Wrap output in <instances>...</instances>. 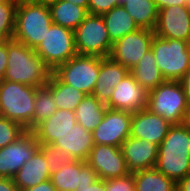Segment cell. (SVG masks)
<instances>
[{
    "label": "cell",
    "mask_w": 190,
    "mask_h": 191,
    "mask_svg": "<svg viewBox=\"0 0 190 191\" xmlns=\"http://www.w3.org/2000/svg\"><path fill=\"white\" fill-rule=\"evenodd\" d=\"M58 0H38L37 2L43 3L45 5H50L54 2H57Z\"/></svg>",
    "instance_id": "45"
},
{
    "label": "cell",
    "mask_w": 190,
    "mask_h": 191,
    "mask_svg": "<svg viewBox=\"0 0 190 191\" xmlns=\"http://www.w3.org/2000/svg\"><path fill=\"white\" fill-rule=\"evenodd\" d=\"M8 63L4 80L33 87L45 86L52 71L35 49L16 40H7Z\"/></svg>",
    "instance_id": "2"
},
{
    "label": "cell",
    "mask_w": 190,
    "mask_h": 191,
    "mask_svg": "<svg viewBox=\"0 0 190 191\" xmlns=\"http://www.w3.org/2000/svg\"><path fill=\"white\" fill-rule=\"evenodd\" d=\"M121 5L139 28L151 31L155 29L159 10L154 0H126Z\"/></svg>",
    "instance_id": "27"
},
{
    "label": "cell",
    "mask_w": 190,
    "mask_h": 191,
    "mask_svg": "<svg viewBox=\"0 0 190 191\" xmlns=\"http://www.w3.org/2000/svg\"><path fill=\"white\" fill-rule=\"evenodd\" d=\"M36 87L3 80L0 82V113L31 131Z\"/></svg>",
    "instance_id": "4"
},
{
    "label": "cell",
    "mask_w": 190,
    "mask_h": 191,
    "mask_svg": "<svg viewBox=\"0 0 190 191\" xmlns=\"http://www.w3.org/2000/svg\"><path fill=\"white\" fill-rule=\"evenodd\" d=\"M48 6L52 23L71 30H75L89 14L87 9L65 0H58Z\"/></svg>",
    "instance_id": "24"
},
{
    "label": "cell",
    "mask_w": 190,
    "mask_h": 191,
    "mask_svg": "<svg viewBox=\"0 0 190 191\" xmlns=\"http://www.w3.org/2000/svg\"><path fill=\"white\" fill-rule=\"evenodd\" d=\"M35 51L53 72L58 66L77 55L74 30L52 24Z\"/></svg>",
    "instance_id": "9"
},
{
    "label": "cell",
    "mask_w": 190,
    "mask_h": 191,
    "mask_svg": "<svg viewBox=\"0 0 190 191\" xmlns=\"http://www.w3.org/2000/svg\"><path fill=\"white\" fill-rule=\"evenodd\" d=\"M132 113L107 108L102 121L93 130V143L121 147L130 136Z\"/></svg>",
    "instance_id": "11"
},
{
    "label": "cell",
    "mask_w": 190,
    "mask_h": 191,
    "mask_svg": "<svg viewBox=\"0 0 190 191\" xmlns=\"http://www.w3.org/2000/svg\"><path fill=\"white\" fill-rule=\"evenodd\" d=\"M130 73L139 85L148 92L166 81L158 68L155 55L151 49L144 54L137 65L130 70Z\"/></svg>",
    "instance_id": "23"
},
{
    "label": "cell",
    "mask_w": 190,
    "mask_h": 191,
    "mask_svg": "<svg viewBox=\"0 0 190 191\" xmlns=\"http://www.w3.org/2000/svg\"><path fill=\"white\" fill-rule=\"evenodd\" d=\"M120 148L130 173L155 168L158 157L156 144L129 136Z\"/></svg>",
    "instance_id": "18"
},
{
    "label": "cell",
    "mask_w": 190,
    "mask_h": 191,
    "mask_svg": "<svg viewBox=\"0 0 190 191\" xmlns=\"http://www.w3.org/2000/svg\"><path fill=\"white\" fill-rule=\"evenodd\" d=\"M102 16L106 23L110 39L113 43L125 35L139 29L135 20L129 15L122 5L112 8Z\"/></svg>",
    "instance_id": "25"
},
{
    "label": "cell",
    "mask_w": 190,
    "mask_h": 191,
    "mask_svg": "<svg viewBox=\"0 0 190 191\" xmlns=\"http://www.w3.org/2000/svg\"><path fill=\"white\" fill-rule=\"evenodd\" d=\"M0 191H19L13 178L0 177Z\"/></svg>",
    "instance_id": "39"
},
{
    "label": "cell",
    "mask_w": 190,
    "mask_h": 191,
    "mask_svg": "<svg viewBox=\"0 0 190 191\" xmlns=\"http://www.w3.org/2000/svg\"><path fill=\"white\" fill-rule=\"evenodd\" d=\"M18 2H32V1H38V0H17Z\"/></svg>",
    "instance_id": "46"
},
{
    "label": "cell",
    "mask_w": 190,
    "mask_h": 191,
    "mask_svg": "<svg viewBox=\"0 0 190 191\" xmlns=\"http://www.w3.org/2000/svg\"><path fill=\"white\" fill-rule=\"evenodd\" d=\"M135 191H176V182L156 168L133 173Z\"/></svg>",
    "instance_id": "28"
},
{
    "label": "cell",
    "mask_w": 190,
    "mask_h": 191,
    "mask_svg": "<svg viewBox=\"0 0 190 191\" xmlns=\"http://www.w3.org/2000/svg\"><path fill=\"white\" fill-rule=\"evenodd\" d=\"M184 123L187 124L190 127V101H189V105H188V108H187V113H186Z\"/></svg>",
    "instance_id": "44"
},
{
    "label": "cell",
    "mask_w": 190,
    "mask_h": 191,
    "mask_svg": "<svg viewBox=\"0 0 190 191\" xmlns=\"http://www.w3.org/2000/svg\"><path fill=\"white\" fill-rule=\"evenodd\" d=\"M154 31L139 28L115 41L109 57L131 70L151 49Z\"/></svg>",
    "instance_id": "10"
},
{
    "label": "cell",
    "mask_w": 190,
    "mask_h": 191,
    "mask_svg": "<svg viewBox=\"0 0 190 191\" xmlns=\"http://www.w3.org/2000/svg\"><path fill=\"white\" fill-rule=\"evenodd\" d=\"M126 0H118L119 4H123Z\"/></svg>",
    "instance_id": "47"
},
{
    "label": "cell",
    "mask_w": 190,
    "mask_h": 191,
    "mask_svg": "<svg viewBox=\"0 0 190 191\" xmlns=\"http://www.w3.org/2000/svg\"><path fill=\"white\" fill-rule=\"evenodd\" d=\"M17 3V0H0V40L13 39Z\"/></svg>",
    "instance_id": "31"
},
{
    "label": "cell",
    "mask_w": 190,
    "mask_h": 191,
    "mask_svg": "<svg viewBox=\"0 0 190 191\" xmlns=\"http://www.w3.org/2000/svg\"><path fill=\"white\" fill-rule=\"evenodd\" d=\"M8 63L7 40H0V82L5 78Z\"/></svg>",
    "instance_id": "36"
},
{
    "label": "cell",
    "mask_w": 190,
    "mask_h": 191,
    "mask_svg": "<svg viewBox=\"0 0 190 191\" xmlns=\"http://www.w3.org/2000/svg\"><path fill=\"white\" fill-rule=\"evenodd\" d=\"M52 24L48 5L37 1L18 2L13 40L36 49Z\"/></svg>",
    "instance_id": "3"
},
{
    "label": "cell",
    "mask_w": 190,
    "mask_h": 191,
    "mask_svg": "<svg viewBox=\"0 0 190 191\" xmlns=\"http://www.w3.org/2000/svg\"><path fill=\"white\" fill-rule=\"evenodd\" d=\"M86 162L103 180L119 178L130 173L120 147L94 144Z\"/></svg>",
    "instance_id": "13"
},
{
    "label": "cell",
    "mask_w": 190,
    "mask_h": 191,
    "mask_svg": "<svg viewBox=\"0 0 190 191\" xmlns=\"http://www.w3.org/2000/svg\"><path fill=\"white\" fill-rule=\"evenodd\" d=\"M52 145L67 153L72 160L87 161L94 146L92 132L76 123L72 129L58 137Z\"/></svg>",
    "instance_id": "20"
},
{
    "label": "cell",
    "mask_w": 190,
    "mask_h": 191,
    "mask_svg": "<svg viewBox=\"0 0 190 191\" xmlns=\"http://www.w3.org/2000/svg\"><path fill=\"white\" fill-rule=\"evenodd\" d=\"M154 35L164 39L190 42V10L188 5L168 6L158 12Z\"/></svg>",
    "instance_id": "14"
},
{
    "label": "cell",
    "mask_w": 190,
    "mask_h": 191,
    "mask_svg": "<svg viewBox=\"0 0 190 191\" xmlns=\"http://www.w3.org/2000/svg\"><path fill=\"white\" fill-rule=\"evenodd\" d=\"M47 166L46 158L38 148L13 177L18 190L22 191L49 180L51 174Z\"/></svg>",
    "instance_id": "22"
},
{
    "label": "cell",
    "mask_w": 190,
    "mask_h": 191,
    "mask_svg": "<svg viewBox=\"0 0 190 191\" xmlns=\"http://www.w3.org/2000/svg\"><path fill=\"white\" fill-rule=\"evenodd\" d=\"M119 5L118 0H89L88 13L93 15H103Z\"/></svg>",
    "instance_id": "35"
},
{
    "label": "cell",
    "mask_w": 190,
    "mask_h": 191,
    "mask_svg": "<svg viewBox=\"0 0 190 191\" xmlns=\"http://www.w3.org/2000/svg\"><path fill=\"white\" fill-rule=\"evenodd\" d=\"M98 179L97 172L83 160H71L50 176L56 191H76L77 186L91 185Z\"/></svg>",
    "instance_id": "16"
},
{
    "label": "cell",
    "mask_w": 190,
    "mask_h": 191,
    "mask_svg": "<svg viewBox=\"0 0 190 191\" xmlns=\"http://www.w3.org/2000/svg\"><path fill=\"white\" fill-rule=\"evenodd\" d=\"M76 123L75 112L60 109L40 122L32 132L39 144H52L58 137L72 129Z\"/></svg>",
    "instance_id": "21"
},
{
    "label": "cell",
    "mask_w": 190,
    "mask_h": 191,
    "mask_svg": "<svg viewBox=\"0 0 190 191\" xmlns=\"http://www.w3.org/2000/svg\"><path fill=\"white\" fill-rule=\"evenodd\" d=\"M76 191H106V183L105 180L99 178L91 185L77 186Z\"/></svg>",
    "instance_id": "37"
},
{
    "label": "cell",
    "mask_w": 190,
    "mask_h": 191,
    "mask_svg": "<svg viewBox=\"0 0 190 191\" xmlns=\"http://www.w3.org/2000/svg\"><path fill=\"white\" fill-rule=\"evenodd\" d=\"M26 131L18 122L0 117V148L14 143Z\"/></svg>",
    "instance_id": "33"
},
{
    "label": "cell",
    "mask_w": 190,
    "mask_h": 191,
    "mask_svg": "<svg viewBox=\"0 0 190 191\" xmlns=\"http://www.w3.org/2000/svg\"><path fill=\"white\" fill-rule=\"evenodd\" d=\"M155 168L175 182L190 174V127L173 124L158 146Z\"/></svg>",
    "instance_id": "1"
},
{
    "label": "cell",
    "mask_w": 190,
    "mask_h": 191,
    "mask_svg": "<svg viewBox=\"0 0 190 191\" xmlns=\"http://www.w3.org/2000/svg\"><path fill=\"white\" fill-rule=\"evenodd\" d=\"M57 110L52 91L45 85L36 88L34 116L31 120V131L42 121L52 116Z\"/></svg>",
    "instance_id": "30"
},
{
    "label": "cell",
    "mask_w": 190,
    "mask_h": 191,
    "mask_svg": "<svg viewBox=\"0 0 190 191\" xmlns=\"http://www.w3.org/2000/svg\"><path fill=\"white\" fill-rule=\"evenodd\" d=\"M106 191H135L134 177L132 173L125 176L105 180Z\"/></svg>",
    "instance_id": "34"
},
{
    "label": "cell",
    "mask_w": 190,
    "mask_h": 191,
    "mask_svg": "<svg viewBox=\"0 0 190 191\" xmlns=\"http://www.w3.org/2000/svg\"><path fill=\"white\" fill-rule=\"evenodd\" d=\"M129 73L128 68L113 61L110 57H101V68L92 94L98 103L109 108V100L114 93L115 86Z\"/></svg>",
    "instance_id": "19"
},
{
    "label": "cell",
    "mask_w": 190,
    "mask_h": 191,
    "mask_svg": "<svg viewBox=\"0 0 190 191\" xmlns=\"http://www.w3.org/2000/svg\"><path fill=\"white\" fill-rule=\"evenodd\" d=\"M22 191H56L55 187L53 186L51 180L44 181L36 186L31 188H26Z\"/></svg>",
    "instance_id": "40"
},
{
    "label": "cell",
    "mask_w": 190,
    "mask_h": 191,
    "mask_svg": "<svg viewBox=\"0 0 190 191\" xmlns=\"http://www.w3.org/2000/svg\"><path fill=\"white\" fill-rule=\"evenodd\" d=\"M151 50L165 80L180 81L190 68V42L154 35Z\"/></svg>",
    "instance_id": "5"
},
{
    "label": "cell",
    "mask_w": 190,
    "mask_h": 191,
    "mask_svg": "<svg viewBox=\"0 0 190 191\" xmlns=\"http://www.w3.org/2000/svg\"><path fill=\"white\" fill-rule=\"evenodd\" d=\"M176 191H190V174L176 182Z\"/></svg>",
    "instance_id": "41"
},
{
    "label": "cell",
    "mask_w": 190,
    "mask_h": 191,
    "mask_svg": "<svg viewBox=\"0 0 190 191\" xmlns=\"http://www.w3.org/2000/svg\"><path fill=\"white\" fill-rule=\"evenodd\" d=\"M172 125L148 108L141 109L132 113L130 137L144 139L159 146Z\"/></svg>",
    "instance_id": "17"
},
{
    "label": "cell",
    "mask_w": 190,
    "mask_h": 191,
    "mask_svg": "<svg viewBox=\"0 0 190 191\" xmlns=\"http://www.w3.org/2000/svg\"><path fill=\"white\" fill-rule=\"evenodd\" d=\"M189 99L181 81L166 80L149 91L147 108L171 124L184 123Z\"/></svg>",
    "instance_id": "6"
},
{
    "label": "cell",
    "mask_w": 190,
    "mask_h": 191,
    "mask_svg": "<svg viewBox=\"0 0 190 191\" xmlns=\"http://www.w3.org/2000/svg\"><path fill=\"white\" fill-rule=\"evenodd\" d=\"M101 68V57L75 55L52 73L62 82L86 95L93 94Z\"/></svg>",
    "instance_id": "8"
},
{
    "label": "cell",
    "mask_w": 190,
    "mask_h": 191,
    "mask_svg": "<svg viewBox=\"0 0 190 191\" xmlns=\"http://www.w3.org/2000/svg\"><path fill=\"white\" fill-rule=\"evenodd\" d=\"M180 81H181V83L184 87L185 93L190 101V68Z\"/></svg>",
    "instance_id": "42"
},
{
    "label": "cell",
    "mask_w": 190,
    "mask_h": 191,
    "mask_svg": "<svg viewBox=\"0 0 190 191\" xmlns=\"http://www.w3.org/2000/svg\"><path fill=\"white\" fill-rule=\"evenodd\" d=\"M78 55L109 57L113 42L102 15L88 14L74 30Z\"/></svg>",
    "instance_id": "7"
},
{
    "label": "cell",
    "mask_w": 190,
    "mask_h": 191,
    "mask_svg": "<svg viewBox=\"0 0 190 191\" xmlns=\"http://www.w3.org/2000/svg\"><path fill=\"white\" fill-rule=\"evenodd\" d=\"M158 10L168 6L188 5L186 0H154Z\"/></svg>",
    "instance_id": "38"
},
{
    "label": "cell",
    "mask_w": 190,
    "mask_h": 191,
    "mask_svg": "<svg viewBox=\"0 0 190 191\" xmlns=\"http://www.w3.org/2000/svg\"><path fill=\"white\" fill-rule=\"evenodd\" d=\"M39 145L33 132L27 130L14 143L0 148V177L13 178Z\"/></svg>",
    "instance_id": "12"
},
{
    "label": "cell",
    "mask_w": 190,
    "mask_h": 191,
    "mask_svg": "<svg viewBox=\"0 0 190 191\" xmlns=\"http://www.w3.org/2000/svg\"><path fill=\"white\" fill-rule=\"evenodd\" d=\"M46 86L52 91L57 110L66 109L75 112L77 106L86 96L77 88L60 81L51 73Z\"/></svg>",
    "instance_id": "26"
},
{
    "label": "cell",
    "mask_w": 190,
    "mask_h": 191,
    "mask_svg": "<svg viewBox=\"0 0 190 191\" xmlns=\"http://www.w3.org/2000/svg\"><path fill=\"white\" fill-rule=\"evenodd\" d=\"M107 107L98 103L92 94L86 95L75 110L77 123L89 132L100 124Z\"/></svg>",
    "instance_id": "29"
},
{
    "label": "cell",
    "mask_w": 190,
    "mask_h": 191,
    "mask_svg": "<svg viewBox=\"0 0 190 191\" xmlns=\"http://www.w3.org/2000/svg\"><path fill=\"white\" fill-rule=\"evenodd\" d=\"M88 10L89 0H65Z\"/></svg>",
    "instance_id": "43"
},
{
    "label": "cell",
    "mask_w": 190,
    "mask_h": 191,
    "mask_svg": "<svg viewBox=\"0 0 190 191\" xmlns=\"http://www.w3.org/2000/svg\"><path fill=\"white\" fill-rule=\"evenodd\" d=\"M149 92L129 73L115 88L109 100V109L134 113L148 106Z\"/></svg>",
    "instance_id": "15"
},
{
    "label": "cell",
    "mask_w": 190,
    "mask_h": 191,
    "mask_svg": "<svg viewBox=\"0 0 190 191\" xmlns=\"http://www.w3.org/2000/svg\"><path fill=\"white\" fill-rule=\"evenodd\" d=\"M39 149L46 158L50 174L58 171L63 165L72 160L67 153L52 144H40Z\"/></svg>",
    "instance_id": "32"
}]
</instances>
